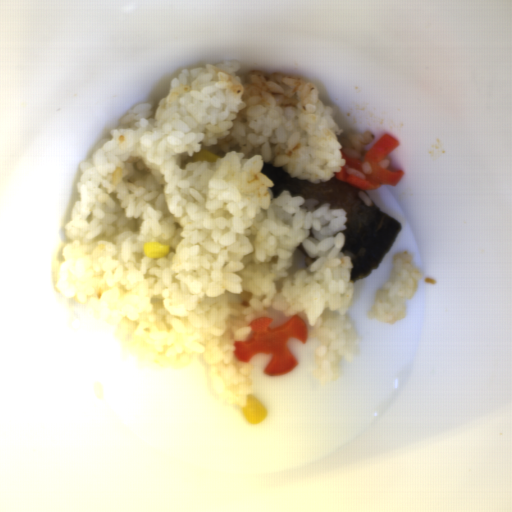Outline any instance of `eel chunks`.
Returning a JSON list of instances; mask_svg holds the SVG:
<instances>
[{
    "label": "eel chunks",
    "mask_w": 512,
    "mask_h": 512,
    "mask_svg": "<svg viewBox=\"0 0 512 512\" xmlns=\"http://www.w3.org/2000/svg\"><path fill=\"white\" fill-rule=\"evenodd\" d=\"M260 173L274 184L273 199L283 191L291 196L314 199L318 206L329 204L330 208H342L346 213L345 240L342 250L351 258L352 283L371 274L379 267L402 230L396 218L375 204H367L361 197L362 189L333 177L330 181L312 183L289 175L283 166L272 161L262 164Z\"/></svg>",
    "instance_id": "1"
}]
</instances>
